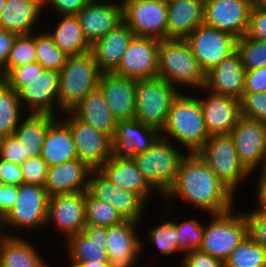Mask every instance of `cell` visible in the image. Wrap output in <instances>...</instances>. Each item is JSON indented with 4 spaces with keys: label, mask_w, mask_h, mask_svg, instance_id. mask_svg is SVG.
I'll list each match as a JSON object with an SVG mask.
<instances>
[{
    "label": "cell",
    "mask_w": 266,
    "mask_h": 267,
    "mask_svg": "<svg viewBox=\"0 0 266 267\" xmlns=\"http://www.w3.org/2000/svg\"><path fill=\"white\" fill-rule=\"evenodd\" d=\"M0 158L17 165H21L27 159L26 156H23L21 141L14 134L3 137Z\"/></svg>",
    "instance_id": "obj_49"
},
{
    "label": "cell",
    "mask_w": 266,
    "mask_h": 267,
    "mask_svg": "<svg viewBox=\"0 0 266 267\" xmlns=\"http://www.w3.org/2000/svg\"><path fill=\"white\" fill-rule=\"evenodd\" d=\"M136 82V79L123 77L114 72L102 73L99 78L98 87L117 121L135 118Z\"/></svg>",
    "instance_id": "obj_23"
},
{
    "label": "cell",
    "mask_w": 266,
    "mask_h": 267,
    "mask_svg": "<svg viewBox=\"0 0 266 267\" xmlns=\"http://www.w3.org/2000/svg\"><path fill=\"white\" fill-rule=\"evenodd\" d=\"M123 21L135 36L167 40V1L124 0Z\"/></svg>",
    "instance_id": "obj_10"
},
{
    "label": "cell",
    "mask_w": 266,
    "mask_h": 267,
    "mask_svg": "<svg viewBox=\"0 0 266 267\" xmlns=\"http://www.w3.org/2000/svg\"><path fill=\"white\" fill-rule=\"evenodd\" d=\"M157 77L165 79L178 90L188 87L194 91L205 87L206 80L185 39L160 40Z\"/></svg>",
    "instance_id": "obj_3"
},
{
    "label": "cell",
    "mask_w": 266,
    "mask_h": 267,
    "mask_svg": "<svg viewBox=\"0 0 266 267\" xmlns=\"http://www.w3.org/2000/svg\"><path fill=\"white\" fill-rule=\"evenodd\" d=\"M89 0H42L43 11L44 7H52L55 12L62 15H77L84 8Z\"/></svg>",
    "instance_id": "obj_51"
},
{
    "label": "cell",
    "mask_w": 266,
    "mask_h": 267,
    "mask_svg": "<svg viewBox=\"0 0 266 267\" xmlns=\"http://www.w3.org/2000/svg\"><path fill=\"white\" fill-rule=\"evenodd\" d=\"M171 142L160 135L147 151L137 153L133 159L145 180L153 190H159L162 197L174 185L177 171L186 156L181 153L183 150L176 148L177 144Z\"/></svg>",
    "instance_id": "obj_5"
},
{
    "label": "cell",
    "mask_w": 266,
    "mask_h": 267,
    "mask_svg": "<svg viewBox=\"0 0 266 267\" xmlns=\"http://www.w3.org/2000/svg\"><path fill=\"white\" fill-rule=\"evenodd\" d=\"M17 35L8 61L0 71L2 79L11 69L36 62L35 34Z\"/></svg>",
    "instance_id": "obj_40"
},
{
    "label": "cell",
    "mask_w": 266,
    "mask_h": 267,
    "mask_svg": "<svg viewBox=\"0 0 266 267\" xmlns=\"http://www.w3.org/2000/svg\"><path fill=\"white\" fill-rule=\"evenodd\" d=\"M44 32L35 33L36 62L45 69L60 71L66 64L68 55L56 46L47 31Z\"/></svg>",
    "instance_id": "obj_39"
},
{
    "label": "cell",
    "mask_w": 266,
    "mask_h": 267,
    "mask_svg": "<svg viewBox=\"0 0 266 267\" xmlns=\"http://www.w3.org/2000/svg\"><path fill=\"white\" fill-rule=\"evenodd\" d=\"M89 1H101V2H115L114 0H89ZM124 0H119V3H123Z\"/></svg>",
    "instance_id": "obj_60"
},
{
    "label": "cell",
    "mask_w": 266,
    "mask_h": 267,
    "mask_svg": "<svg viewBox=\"0 0 266 267\" xmlns=\"http://www.w3.org/2000/svg\"><path fill=\"white\" fill-rule=\"evenodd\" d=\"M58 117L51 114H33L21 119L14 135L21 141L23 156L26 158L41 155L43 142L49 126Z\"/></svg>",
    "instance_id": "obj_34"
},
{
    "label": "cell",
    "mask_w": 266,
    "mask_h": 267,
    "mask_svg": "<svg viewBox=\"0 0 266 267\" xmlns=\"http://www.w3.org/2000/svg\"><path fill=\"white\" fill-rule=\"evenodd\" d=\"M160 131L139 122L136 118L117 122L112 138V156L119 159H134L137 153L147 151Z\"/></svg>",
    "instance_id": "obj_20"
},
{
    "label": "cell",
    "mask_w": 266,
    "mask_h": 267,
    "mask_svg": "<svg viewBox=\"0 0 266 267\" xmlns=\"http://www.w3.org/2000/svg\"><path fill=\"white\" fill-rule=\"evenodd\" d=\"M0 267H50L34 245L21 236L0 234Z\"/></svg>",
    "instance_id": "obj_33"
},
{
    "label": "cell",
    "mask_w": 266,
    "mask_h": 267,
    "mask_svg": "<svg viewBox=\"0 0 266 267\" xmlns=\"http://www.w3.org/2000/svg\"><path fill=\"white\" fill-rule=\"evenodd\" d=\"M207 97L199 98L209 135L230 134L241 117L240 100L200 89ZM205 90V91H204Z\"/></svg>",
    "instance_id": "obj_22"
},
{
    "label": "cell",
    "mask_w": 266,
    "mask_h": 267,
    "mask_svg": "<svg viewBox=\"0 0 266 267\" xmlns=\"http://www.w3.org/2000/svg\"><path fill=\"white\" fill-rule=\"evenodd\" d=\"M62 121L70 129L75 143L78 159L86 163L92 170H98L112 156V138L87 123L70 111Z\"/></svg>",
    "instance_id": "obj_11"
},
{
    "label": "cell",
    "mask_w": 266,
    "mask_h": 267,
    "mask_svg": "<svg viewBox=\"0 0 266 267\" xmlns=\"http://www.w3.org/2000/svg\"><path fill=\"white\" fill-rule=\"evenodd\" d=\"M210 167L218 180L234 195L239 184L251 175L240 163L231 134L210 135L196 153Z\"/></svg>",
    "instance_id": "obj_7"
},
{
    "label": "cell",
    "mask_w": 266,
    "mask_h": 267,
    "mask_svg": "<svg viewBox=\"0 0 266 267\" xmlns=\"http://www.w3.org/2000/svg\"><path fill=\"white\" fill-rule=\"evenodd\" d=\"M254 4L255 0H205L203 24L241 38Z\"/></svg>",
    "instance_id": "obj_13"
},
{
    "label": "cell",
    "mask_w": 266,
    "mask_h": 267,
    "mask_svg": "<svg viewBox=\"0 0 266 267\" xmlns=\"http://www.w3.org/2000/svg\"><path fill=\"white\" fill-rule=\"evenodd\" d=\"M101 74L91 50L68 56L59 71L57 112L71 111L88 93L98 88Z\"/></svg>",
    "instance_id": "obj_4"
},
{
    "label": "cell",
    "mask_w": 266,
    "mask_h": 267,
    "mask_svg": "<svg viewBox=\"0 0 266 267\" xmlns=\"http://www.w3.org/2000/svg\"><path fill=\"white\" fill-rule=\"evenodd\" d=\"M134 36L133 31L122 21L91 46L102 73L113 72L118 67L123 53Z\"/></svg>",
    "instance_id": "obj_26"
},
{
    "label": "cell",
    "mask_w": 266,
    "mask_h": 267,
    "mask_svg": "<svg viewBox=\"0 0 266 267\" xmlns=\"http://www.w3.org/2000/svg\"><path fill=\"white\" fill-rule=\"evenodd\" d=\"M17 34L0 28V71L5 67Z\"/></svg>",
    "instance_id": "obj_55"
},
{
    "label": "cell",
    "mask_w": 266,
    "mask_h": 267,
    "mask_svg": "<svg viewBox=\"0 0 266 267\" xmlns=\"http://www.w3.org/2000/svg\"><path fill=\"white\" fill-rule=\"evenodd\" d=\"M56 28L48 34L56 46L68 56L79 55L91 50V45L84 37L77 15H62Z\"/></svg>",
    "instance_id": "obj_35"
},
{
    "label": "cell",
    "mask_w": 266,
    "mask_h": 267,
    "mask_svg": "<svg viewBox=\"0 0 266 267\" xmlns=\"http://www.w3.org/2000/svg\"><path fill=\"white\" fill-rule=\"evenodd\" d=\"M50 224L65 234L66 240L83 232L86 226L85 191L50 196L46 226Z\"/></svg>",
    "instance_id": "obj_18"
},
{
    "label": "cell",
    "mask_w": 266,
    "mask_h": 267,
    "mask_svg": "<svg viewBox=\"0 0 266 267\" xmlns=\"http://www.w3.org/2000/svg\"><path fill=\"white\" fill-rule=\"evenodd\" d=\"M58 95L59 71L54 69H44L41 74L27 81V85L18 91L21 106L26 105V108L29 107V111L33 114L55 116L60 114V112L55 113V108L58 107Z\"/></svg>",
    "instance_id": "obj_19"
},
{
    "label": "cell",
    "mask_w": 266,
    "mask_h": 267,
    "mask_svg": "<svg viewBox=\"0 0 266 267\" xmlns=\"http://www.w3.org/2000/svg\"><path fill=\"white\" fill-rule=\"evenodd\" d=\"M0 178L7 185L19 186L24 183L20 165L0 158Z\"/></svg>",
    "instance_id": "obj_52"
},
{
    "label": "cell",
    "mask_w": 266,
    "mask_h": 267,
    "mask_svg": "<svg viewBox=\"0 0 266 267\" xmlns=\"http://www.w3.org/2000/svg\"><path fill=\"white\" fill-rule=\"evenodd\" d=\"M240 108L241 116L266 124V92L243 93Z\"/></svg>",
    "instance_id": "obj_44"
},
{
    "label": "cell",
    "mask_w": 266,
    "mask_h": 267,
    "mask_svg": "<svg viewBox=\"0 0 266 267\" xmlns=\"http://www.w3.org/2000/svg\"><path fill=\"white\" fill-rule=\"evenodd\" d=\"M70 112L93 128L114 137L118 121L99 87L88 93Z\"/></svg>",
    "instance_id": "obj_31"
},
{
    "label": "cell",
    "mask_w": 266,
    "mask_h": 267,
    "mask_svg": "<svg viewBox=\"0 0 266 267\" xmlns=\"http://www.w3.org/2000/svg\"><path fill=\"white\" fill-rule=\"evenodd\" d=\"M45 68L38 62L28 63L23 66L11 69L2 80L13 90L18 92L22 87L27 85L37 74H41Z\"/></svg>",
    "instance_id": "obj_45"
},
{
    "label": "cell",
    "mask_w": 266,
    "mask_h": 267,
    "mask_svg": "<svg viewBox=\"0 0 266 267\" xmlns=\"http://www.w3.org/2000/svg\"><path fill=\"white\" fill-rule=\"evenodd\" d=\"M87 191L112 205L125 220L143 221L148 203L134 192L117 188L99 169L91 171Z\"/></svg>",
    "instance_id": "obj_15"
},
{
    "label": "cell",
    "mask_w": 266,
    "mask_h": 267,
    "mask_svg": "<svg viewBox=\"0 0 266 267\" xmlns=\"http://www.w3.org/2000/svg\"><path fill=\"white\" fill-rule=\"evenodd\" d=\"M180 92L160 77L137 80L135 118L161 131Z\"/></svg>",
    "instance_id": "obj_8"
},
{
    "label": "cell",
    "mask_w": 266,
    "mask_h": 267,
    "mask_svg": "<svg viewBox=\"0 0 266 267\" xmlns=\"http://www.w3.org/2000/svg\"><path fill=\"white\" fill-rule=\"evenodd\" d=\"M19 102L18 92L0 79V133L13 135L24 113Z\"/></svg>",
    "instance_id": "obj_36"
},
{
    "label": "cell",
    "mask_w": 266,
    "mask_h": 267,
    "mask_svg": "<svg viewBox=\"0 0 266 267\" xmlns=\"http://www.w3.org/2000/svg\"><path fill=\"white\" fill-rule=\"evenodd\" d=\"M186 94L180 92L173 101L160 135L168 140H175L177 144H182L179 146H184L188 154H196L210 135L203 118L200 96L197 98L193 96L194 93L191 95L186 92Z\"/></svg>",
    "instance_id": "obj_2"
},
{
    "label": "cell",
    "mask_w": 266,
    "mask_h": 267,
    "mask_svg": "<svg viewBox=\"0 0 266 267\" xmlns=\"http://www.w3.org/2000/svg\"><path fill=\"white\" fill-rule=\"evenodd\" d=\"M159 43L156 38L134 36L113 72L136 80L157 77Z\"/></svg>",
    "instance_id": "obj_16"
},
{
    "label": "cell",
    "mask_w": 266,
    "mask_h": 267,
    "mask_svg": "<svg viewBox=\"0 0 266 267\" xmlns=\"http://www.w3.org/2000/svg\"><path fill=\"white\" fill-rule=\"evenodd\" d=\"M40 156L49 167L78 159L72 133L60 118L49 126Z\"/></svg>",
    "instance_id": "obj_32"
},
{
    "label": "cell",
    "mask_w": 266,
    "mask_h": 267,
    "mask_svg": "<svg viewBox=\"0 0 266 267\" xmlns=\"http://www.w3.org/2000/svg\"><path fill=\"white\" fill-rule=\"evenodd\" d=\"M76 267H111L109 262L90 261L78 263Z\"/></svg>",
    "instance_id": "obj_57"
},
{
    "label": "cell",
    "mask_w": 266,
    "mask_h": 267,
    "mask_svg": "<svg viewBox=\"0 0 266 267\" xmlns=\"http://www.w3.org/2000/svg\"><path fill=\"white\" fill-rule=\"evenodd\" d=\"M246 71L235 50L206 74L205 88L240 100L245 89Z\"/></svg>",
    "instance_id": "obj_24"
},
{
    "label": "cell",
    "mask_w": 266,
    "mask_h": 267,
    "mask_svg": "<svg viewBox=\"0 0 266 267\" xmlns=\"http://www.w3.org/2000/svg\"><path fill=\"white\" fill-rule=\"evenodd\" d=\"M86 225L108 228L122 223L125 219L108 202L93 197L85 191Z\"/></svg>",
    "instance_id": "obj_37"
},
{
    "label": "cell",
    "mask_w": 266,
    "mask_h": 267,
    "mask_svg": "<svg viewBox=\"0 0 266 267\" xmlns=\"http://www.w3.org/2000/svg\"><path fill=\"white\" fill-rule=\"evenodd\" d=\"M234 196L200 156L187 153L177 171L174 185L164 198L168 205L173 198L180 197L185 203L212 215L233 209Z\"/></svg>",
    "instance_id": "obj_1"
},
{
    "label": "cell",
    "mask_w": 266,
    "mask_h": 267,
    "mask_svg": "<svg viewBox=\"0 0 266 267\" xmlns=\"http://www.w3.org/2000/svg\"><path fill=\"white\" fill-rule=\"evenodd\" d=\"M174 226L177 231L176 238L180 252L184 251L186 254L193 249H199L202 244L204 225L193 217L180 223L174 221Z\"/></svg>",
    "instance_id": "obj_42"
},
{
    "label": "cell",
    "mask_w": 266,
    "mask_h": 267,
    "mask_svg": "<svg viewBox=\"0 0 266 267\" xmlns=\"http://www.w3.org/2000/svg\"><path fill=\"white\" fill-rule=\"evenodd\" d=\"M246 35L251 39L266 41V10L258 4H254L249 19Z\"/></svg>",
    "instance_id": "obj_48"
},
{
    "label": "cell",
    "mask_w": 266,
    "mask_h": 267,
    "mask_svg": "<svg viewBox=\"0 0 266 267\" xmlns=\"http://www.w3.org/2000/svg\"><path fill=\"white\" fill-rule=\"evenodd\" d=\"M66 242L67 255L72 266L90 261L109 262L105 227L86 225L83 232L70 236Z\"/></svg>",
    "instance_id": "obj_25"
},
{
    "label": "cell",
    "mask_w": 266,
    "mask_h": 267,
    "mask_svg": "<svg viewBox=\"0 0 266 267\" xmlns=\"http://www.w3.org/2000/svg\"><path fill=\"white\" fill-rule=\"evenodd\" d=\"M92 169L79 159L49 167L45 189L50 196L86 191Z\"/></svg>",
    "instance_id": "obj_27"
},
{
    "label": "cell",
    "mask_w": 266,
    "mask_h": 267,
    "mask_svg": "<svg viewBox=\"0 0 266 267\" xmlns=\"http://www.w3.org/2000/svg\"><path fill=\"white\" fill-rule=\"evenodd\" d=\"M6 0H0V16L2 11L4 10Z\"/></svg>",
    "instance_id": "obj_59"
},
{
    "label": "cell",
    "mask_w": 266,
    "mask_h": 267,
    "mask_svg": "<svg viewBox=\"0 0 266 267\" xmlns=\"http://www.w3.org/2000/svg\"><path fill=\"white\" fill-rule=\"evenodd\" d=\"M266 92V67L246 71L244 93Z\"/></svg>",
    "instance_id": "obj_53"
},
{
    "label": "cell",
    "mask_w": 266,
    "mask_h": 267,
    "mask_svg": "<svg viewBox=\"0 0 266 267\" xmlns=\"http://www.w3.org/2000/svg\"><path fill=\"white\" fill-rule=\"evenodd\" d=\"M205 0L167 1V40L186 39L203 24Z\"/></svg>",
    "instance_id": "obj_28"
},
{
    "label": "cell",
    "mask_w": 266,
    "mask_h": 267,
    "mask_svg": "<svg viewBox=\"0 0 266 267\" xmlns=\"http://www.w3.org/2000/svg\"><path fill=\"white\" fill-rule=\"evenodd\" d=\"M238 52L244 68L249 70L266 67V41L249 38L246 34L236 41Z\"/></svg>",
    "instance_id": "obj_41"
},
{
    "label": "cell",
    "mask_w": 266,
    "mask_h": 267,
    "mask_svg": "<svg viewBox=\"0 0 266 267\" xmlns=\"http://www.w3.org/2000/svg\"><path fill=\"white\" fill-rule=\"evenodd\" d=\"M49 195L43 186L23 183L18 186V195L11 211L0 221V234L20 236L10 233L11 229L27 231L46 227ZM6 232V233H5Z\"/></svg>",
    "instance_id": "obj_6"
},
{
    "label": "cell",
    "mask_w": 266,
    "mask_h": 267,
    "mask_svg": "<svg viewBox=\"0 0 266 267\" xmlns=\"http://www.w3.org/2000/svg\"><path fill=\"white\" fill-rule=\"evenodd\" d=\"M42 0H6L0 16V28L17 35L32 34L43 14Z\"/></svg>",
    "instance_id": "obj_30"
},
{
    "label": "cell",
    "mask_w": 266,
    "mask_h": 267,
    "mask_svg": "<svg viewBox=\"0 0 266 267\" xmlns=\"http://www.w3.org/2000/svg\"><path fill=\"white\" fill-rule=\"evenodd\" d=\"M147 235L149 242H153L152 245L158 247L157 249L161 254L167 256L179 251L174 221L166 220L155 227H151Z\"/></svg>",
    "instance_id": "obj_43"
},
{
    "label": "cell",
    "mask_w": 266,
    "mask_h": 267,
    "mask_svg": "<svg viewBox=\"0 0 266 267\" xmlns=\"http://www.w3.org/2000/svg\"><path fill=\"white\" fill-rule=\"evenodd\" d=\"M181 264L183 267H224L225 262L210 256L209 254L193 249L183 255Z\"/></svg>",
    "instance_id": "obj_50"
},
{
    "label": "cell",
    "mask_w": 266,
    "mask_h": 267,
    "mask_svg": "<svg viewBox=\"0 0 266 267\" xmlns=\"http://www.w3.org/2000/svg\"><path fill=\"white\" fill-rule=\"evenodd\" d=\"M18 195V186L3 184L0 188V221L11 211Z\"/></svg>",
    "instance_id": "obj_54"
},
{
    "label": "cell",
    "mask_w": 266,
    "mask_h": 267,
    "mask_svg": "<svg viewBox=\"0 0 266 267\" xmlns=\"http://www.w3.org/2000/svg\"><path fill=\"white\" fill-rule=\"evenodd\" d=\"M205 75L236 50L237 38L202 24L185 39Z\"/></svg>",
    "instance_id": "obj_12"
},
{
    "label": "cell",
    "mask_w": 266,
    "mask_h": 267,
    "mask_svg": "<svg viewBox=\"0 0 266 267\" xmlns=\"http://www.w3.org/2000/svg\"><path fill=\"white\" fill-rule=\"evenodd\" d=\"M20 166L24 183L45 186L49 166L41 156L27 158Z\"/></svg>",
    "instance_id": "obj_46"
},
{
    "label": "cell",
    "mask_w": 266,
    "mask_h": 267,
    "mask_svg": "<svg viewBox=\"0 0 266 267\" xmlns=\"http://www.w3.org/2000/svg\"><path fill=\"white\" fill-rule=\"evenodd\" d=\"M77 17L85 39L92 46L123 21V5L118 1H89Z\"/></svg>",
    "instance_id": "obj_21"
},
{
    "label": "cell",
    "mask_w": 266,
    "mask_h": 267,
    "mask_svg": "<svg viewBox=\"0 0 266 267\" xmlns=\"http://www.w3.org/2000/svg\"><path fill=\"white\" fill-rule=\"evenodd\" d=\"M4 183L2 182V179L0 178V188Z\"/></svg>",
    "instance_id": "obj_62"
},
{
    "label": "cell",
    "mask_w": 266,
    "mask_h": 267,
    "mask_svg": "<svg viewBox=\"0 0 266 267\" xmlns=\"http://www.w3.org/2000/svg\"><path fill=\"white\" fill-rule=\"evenodd\" d=\"M228 267H266V249L248 235L225 261Z\"/></svg>",
    "instance_id": "obj_38"
},
{
    "label": "cell",
    "mask_w": 266,
    "mask_h": 267,
    "mask_svg": "<svg viewBox=\"0 0 266 267\" xmlns=\"http://www.w3.org/2000/svg\"><path fill=\"white\" fill-rule=\"evenodd\" d=\"M141 222L124 220L122 223L106 228V253L111 267H134L142 251L143 240L138 238Z\"/></svg>",
    "instance_id": "obj_17"
},
{
    "label": "cell",
    "mask_w": 266,
    "mask_h": 267,
    "mask_svg": "<svg viewBox=\"0 0 266 267\" xmlns=\"http://www.w3.org/2000/svg\"><path fill=\"white\" fill-rule=\"evenodd\" d=\"M255 3L266 10V0H255Z\"/></svg>",
    "instance_id": "obj_58"
},
{
    "label": "cell",
    "mask_w": 266,
    "mask_h": 267,
    "mask_svg": "<svg viewBox=\"0 0 266 267\" xmlns=\"http://www.w3.org/2000/svg\"><path fill=\"white\" fill-rule=\"evenodd\" d=\"M240 163L250 173L266 166V124L244 116L231 131Z\"/></svg>",
    "instance_id": "obj_14"
},
{
    "label": "cell",
    "mask_w": 266,
    "mask_h": 267,
    "mask_svg": "<svg viewBox=\"0 0 266 267\" xmlns=\"http://www.w3.org/2000/svg\"><path fill=\"white\" fill-rule=\"evenodd\" d=\"M3 137H4V135L0 133V146H1V143H2V140H3Z\"/></svg>",
    "instance_id": "obj_61"
},
{
    "label": "cell",
    "mask_w": 266,
    "mask_h": 267,
    "mask_svg": "<svg viewBox=\"0 0 266 267\" xmlns=\"http://www.w3.org/2000/svg\"><path fill=\"white\" fill-rule=\"evenodd\" d=\"M260 176V177H259ZM258 176L257 188H256V210L266 212V166L261 169L260 175Z\"/></svg>",
    "instance_id": "obj_56"
},
{
    "label": "cell",
    "mask_w": 266,
    "mask_h": 267,
    "mask_svg": "<svg viewBox=\"0 0 266 267\" xmlns=\"http://www.w3.org/2000/svg\"><path fill=\"white\" fill-rule=\"evenodd\" d=\"M234 209L222 214H212L209 224L204 225L199 250L225 262L232 251L248 235L244 212L235 214Z\"/></svg>",
    "instance_id": "obj_9"
},
{
    "label": "cell",
    "mask_w": 266,
    "mask_h": 267,
    "mask_svg": "<svg viewBox=\"0 0 266 267\" xmlns=\"http://www.w3.org/2000/svg\"><path fill=\"white\" fill-rule=\"evenodd\" d=\"M247 221V234L257 244L266 249V212L252 209L244 212Z\"/></svg>",
    "instance_id": "obj_47"
},
{
    "label": "cell",
    "mask_w": 266,
    "mask_h": 267,
    "mask_svg": "<svg viewBox=\"0 0 266 267\" xmlns=\"http://www.w3.org/2000/svg\"><path fill=\"white\" fill-rule=\"evenodd\" d=\"M99 170L117 188L134 192L148 203L153 188L145 180L133 159H119L111 156Z\"/></svg>",
    "instance_id": "obj_29"
}]
</instances>
